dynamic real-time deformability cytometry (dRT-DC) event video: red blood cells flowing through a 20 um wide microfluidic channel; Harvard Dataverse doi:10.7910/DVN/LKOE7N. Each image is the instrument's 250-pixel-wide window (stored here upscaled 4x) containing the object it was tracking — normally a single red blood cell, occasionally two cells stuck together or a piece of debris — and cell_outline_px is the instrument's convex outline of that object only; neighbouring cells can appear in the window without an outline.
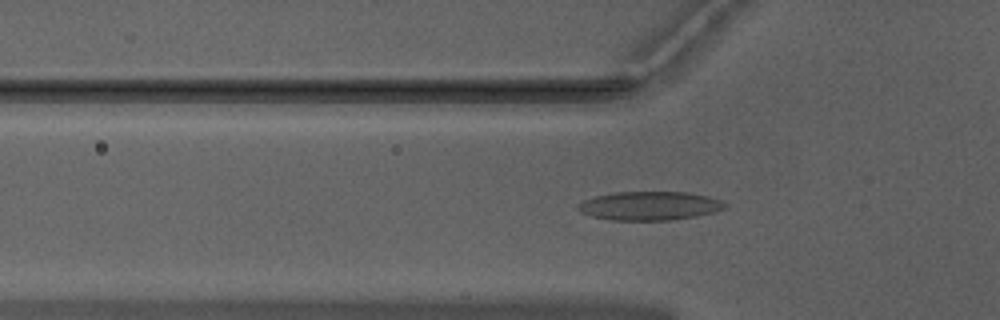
{"species": "Egyptian fruit bat (a non-hibernating species)", "species_latin": "Rousettus aegyptiacus", "temperature_condition": "warm", "stored_images_in_passage": 41, "camera_frame_rate_fps": 3000, "um_per_image_px": 0.085, "animal": {"sex": "male"}, "frame": {"image": 1, "passage_image": 9, "time_ms": 2.667, "image_size_px": [1000, 320], "cell_outline_px": [[724, 208], [716, 212], [696, 216], [672, 220], [612, 220], [592, 216], [580, 212], [576, 208], [576, 204], [584, 200], [596, 196], [616, 192], [688, 192], [708, 196], [720, 200], [724, 204]], "centroid_in_image_um": [55.19, 17.49], "position_along_channel_um": 70.6, "area_um2": 24.57}}
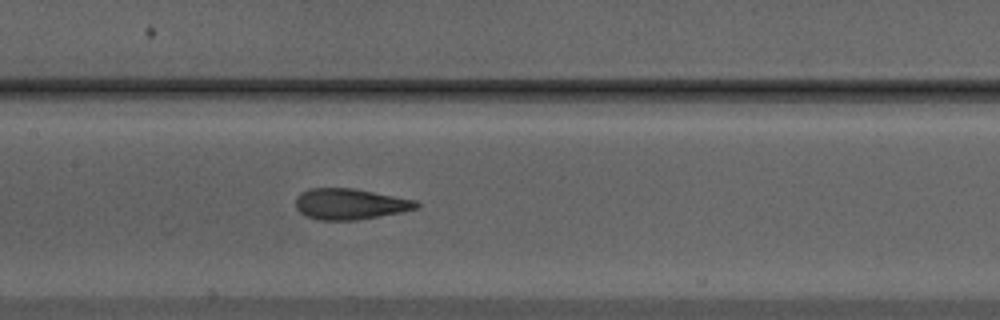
{"frame": {"image": 2, "passage_image": 17, "time_ms": 5.333, "image_size_px": [1000, 320], "cell_outline_px": [[420, 208], [400, 212], [356, 220], [320, 220], [308, 216], [300, 212], [296, 208], [296, 196], [300, 192], [308, 188], [352, 188], [416, 200], [420, 204]], "centroid_in_image_um": [29.74, 17.33], "position_along_channel_um": 177.7, "area_um2": 21.68}}
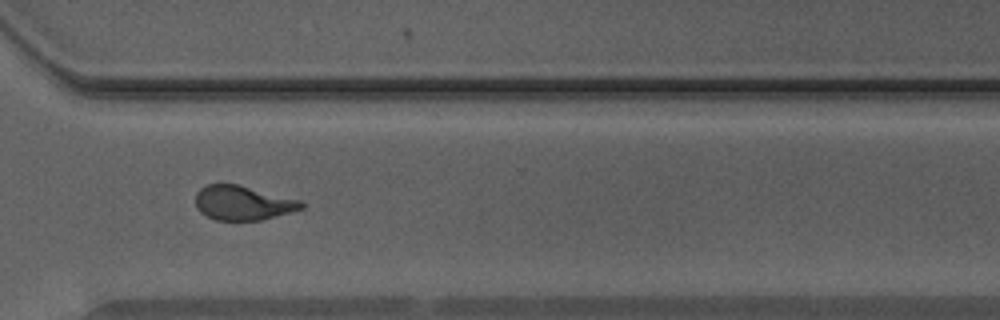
{"frame": {"image": 3, "passage_image": 30, "time_ms": 9.667, "image_size_px": [1000, 320], "cell_outline_px": [[304, 208], [292, 212], [260, 220], [216, 220], [200, 212], [196, 208], [196, 192], [200, 188], [208, 184], [240, 184], [300, 200], [304, 204]], "centroid_in_image_um": [20.64, 17.24], "position_along_channel_um": 350.0, "area_um2": 21.27}, "authors_computed_cell_mechanics": {"area_um2": 21.7906, "velocity_mm_per_s": 3.9826, "shape_relaxation_time_tau1_ms": 4.9655, "shape_relaxation_time_tau2_ms": 1.1384, "deformation_change_tau1": 0.1782, "deformation_change_tau2": 0.0762}}